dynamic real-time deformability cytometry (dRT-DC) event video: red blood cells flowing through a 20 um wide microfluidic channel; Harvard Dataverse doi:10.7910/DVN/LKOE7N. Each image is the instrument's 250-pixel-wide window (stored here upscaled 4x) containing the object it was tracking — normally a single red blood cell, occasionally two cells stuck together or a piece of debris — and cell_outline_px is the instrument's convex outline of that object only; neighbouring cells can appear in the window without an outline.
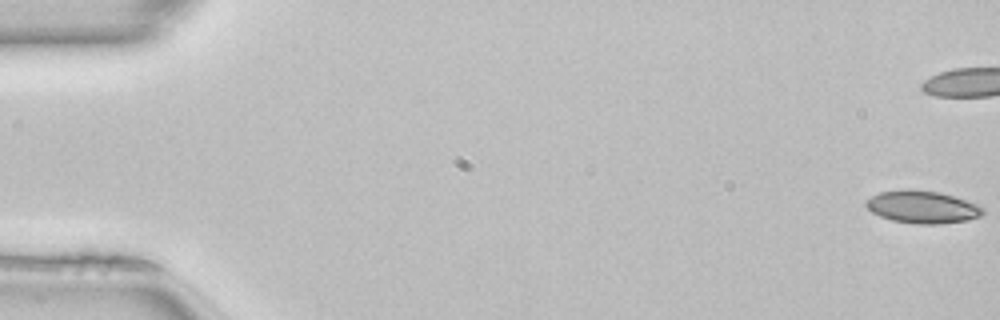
{"species": "common noctule bat (a hibernating species)", "species_latin": "Nyctalus noctula", "temperature_condition": "room temperature", "stored_images_in_passage": 52, "camera_frame_rate_fps": 3000, "um_per_image_px": 0.085, "animal": {"sex": "female", "body_mass_g": 22.7, "forearm_length_mm": 54.2}, "frame": {"image": 1, "passage_image": 1, "time_ms": 0.0, "image_size_px": [1000, 320], "cell_outline_px": [[984, 212], [980, 216], [968, 220], [940, 224], [916, 224], [892, 220], [880, 216], [872, 212], [864, 204], [864, 200], [880, 192], [940, 192], [976, 204], [984, 208]], "centroid_in_image_um": [78.41, 17.64], "position_along_channel_um": 6.6, "area_um2": 21.33}, "authors_computed_cell_mechanics": {"area_um2": 21.4149, "velocity_mm_per_s": 4.0987, "shape_relaxation_time_tau1_ms": null, "shape_relaxation_time_tau2_ms": 2.0071, "deformation_change_tau1": null, "deformation_change_tau2": 0.0747}}